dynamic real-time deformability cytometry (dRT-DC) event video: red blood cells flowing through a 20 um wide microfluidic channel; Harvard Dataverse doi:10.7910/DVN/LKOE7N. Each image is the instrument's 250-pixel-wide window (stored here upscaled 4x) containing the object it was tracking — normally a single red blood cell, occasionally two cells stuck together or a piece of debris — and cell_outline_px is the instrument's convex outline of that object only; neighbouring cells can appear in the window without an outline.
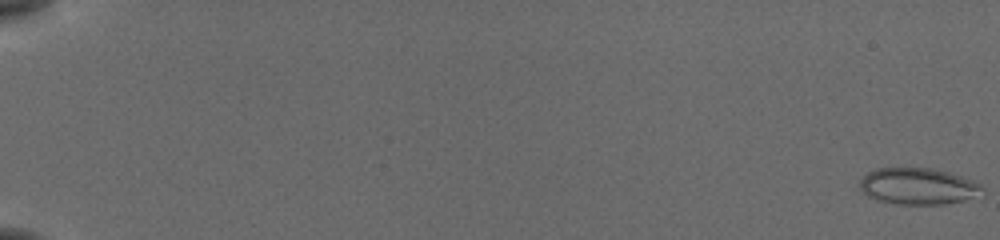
{"species": "common noctule bat (a hibernating species)", "species_latin": "Nyctalus noctula", "temperature_condition": "cold", "stored_images_in_passage": 57, "camera_frame_rate_fps": 3000, "um_per_image_px": 0.085, "animal": {"sex": "female", "body_mass_g": 19.5, "forearm_length_mm": 54.1}, "frame": {"image": 1, "passage_image": 1, "time_ms": 0.0, "image_size_px": [1000, 240], "cell_outline_px": [[980, 188], [972, 196], [964, 200], [944, 204], [896, 204], [876, 200], [868, 196], [860, 188], [860, 180], [868, 172], [876, 168], [932, 168], [948, 172], [972, 180], [980, 184]], "centroid_in_image_um": [77.94, 15.82], "position_along_channel_um": 7.1, "area_um2": 25.55}}
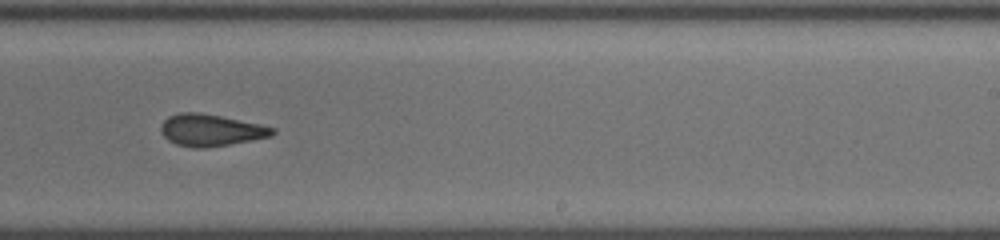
{"frame": {"image": 2, "passage_image": 38, "time_ms": 12.333, "image_size_px": [1000, 240], "cell_outline_px": [[276, 132], [272, 136], [252, 140], [204, 148], [192, 148], [176, 144], [168, 140], [160, 132], [160, 128], [164, 120], [168, 116], [180, 112], [200, 112], [260, 124], [276, 128]], "centroid_in_image_um": [17.91, 11.06], "position_along_channel_um": 271.1, "area_um2": 20.75}}
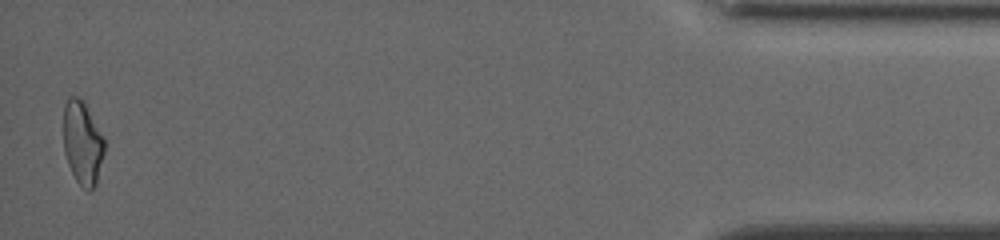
{"frame": {"image": 3, "passage_image": 56, "time_ms": 18.333, "image_size_px": [1000, 240], "cell_outline_px": [[104, 152], [96, 184], [88, 192], [76, 180], [68, 164], [64, 152], [64, 104], [68, 96], [76, 96], [84, 104], [104, 140]], "centroid_in_image_um": [6.99, 12.17], "position_along_channel_um": 428.2, "area_um2": 19.36}, "authors_computed_cell_mechanics": {"area_um2": 21.1548, "velocity_mm_per_s": 3.8351, "shape_relaxation_time_tau1_ms": null, "shape_relaxation_time_tau2_ms": 2.8459, "deformation_change_tau1": null, "deformation_change_tau2": 0.0804}}